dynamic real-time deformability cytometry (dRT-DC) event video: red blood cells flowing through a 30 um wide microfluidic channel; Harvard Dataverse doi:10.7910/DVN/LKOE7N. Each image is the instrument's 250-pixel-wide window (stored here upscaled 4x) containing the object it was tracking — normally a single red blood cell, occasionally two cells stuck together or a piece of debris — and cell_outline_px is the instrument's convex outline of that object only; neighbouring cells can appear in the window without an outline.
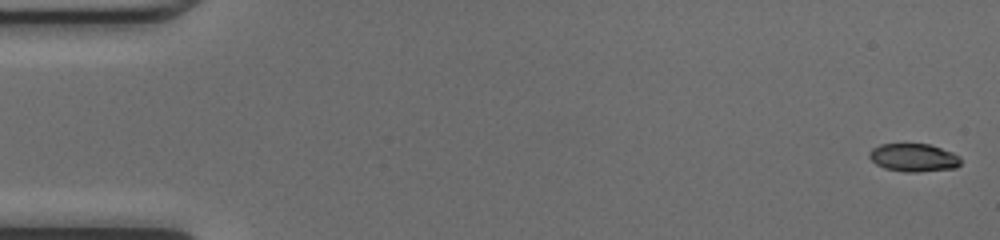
{"species": "common noctule bat (a hibernating species)", "species_latin": "Nyctalus noctula", "temperature_condition": "cold", "stored_images_in_passage": 49, "camera_frame_rate_fps": 3000, "um_per_image_px": 0.085, "animal": {"sex": "female", "body_mass_g": 17.0, "forearm_length_mm": 48.0}, "frame": {"image": 1, "passage_image": 1, "time_ms": 0.0, "image_size_px": [1000, 240], "cell_outline_px": [[960, 164], [956, 168], [916, 172], [904, 172], [884, 168], [876, 164], [868, 156], [868, 152], [872, 148], [880, 144], [928, 144], [952, 152], [960, 156]], "centroid_in_image_um": [77.64, 13.4], "position_along_channel_um": 7.4, "area_um2": 14.97}}
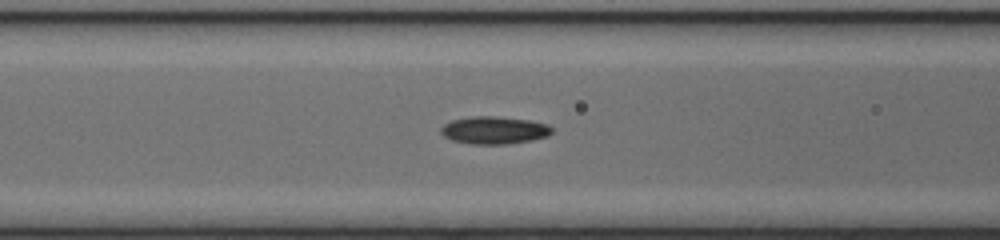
{"frame": {"image": 2, "passage_image": 20, "time_ms": 6.333, "image_size_px": [1000, 240], "cell_outline_px": [[552, 132], [548, 136], [532, 140], [504, 144], [472, 144], [452, 140], [444, 136], [440, 132], [440, 128], [444, 124], [452, 120], [472, 116], [492, 116], [528, 120], [548, 124], [552, 128]], "centroid_in_image_um": [41.99, 11.07], "position_along_channel_um": 124.6, "area_um2": 17.74}}
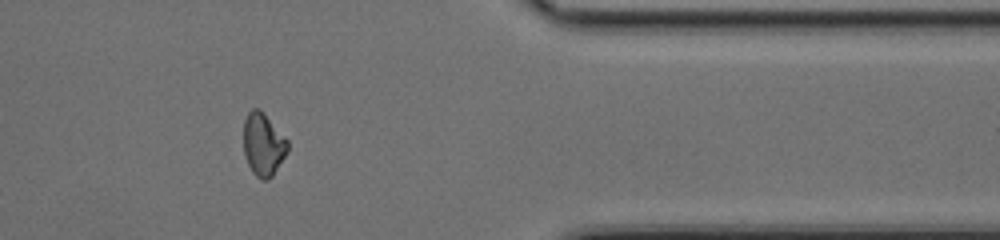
{"frame": {"image": 3, "passage_image": 40, "time_ms": 13.0, "image_size_px": [1000, 240], "cell_outline_px": [[288, 148], [284, 156], [272, 176], [268, 180], [260, 180], [252, 172], [244, 156], [244, 120], [248, 112], [252, 108], [260, 108], [264, 112], [288, 140]], "centroid_in_image_um": [22.36, 12.26], "position_along_channel_um": 389.0, "area_um2": 16.18}, "authors_computed_cell_mechanics": {"area_um2": 16.2996, "velocity_mm_per_s": 4.278, "shape_relaxation_time_tau1_ms": null, "shape_relaxation_time_tau2_ms": 2.4632, "deformation_change_tau1": null, "deformation_change_tau2": 0.0729}}